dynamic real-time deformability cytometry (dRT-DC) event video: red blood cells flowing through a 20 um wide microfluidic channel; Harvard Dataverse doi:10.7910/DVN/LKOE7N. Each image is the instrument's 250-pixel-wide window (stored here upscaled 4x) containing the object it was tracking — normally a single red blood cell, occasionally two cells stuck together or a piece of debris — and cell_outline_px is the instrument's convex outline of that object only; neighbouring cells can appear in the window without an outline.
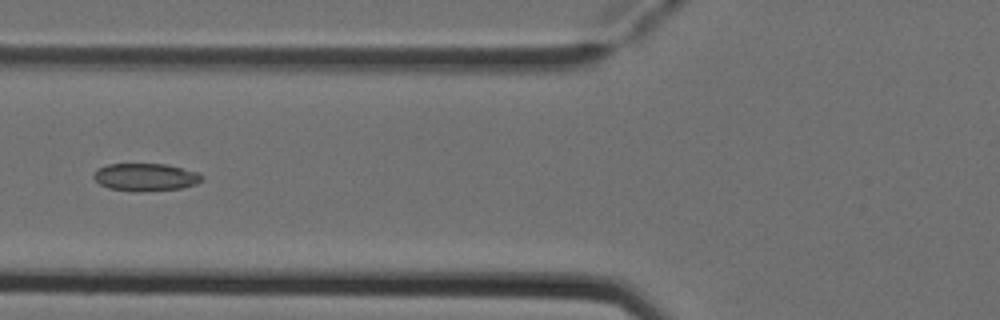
{"species": "Egyptian fruit bat (a non-hibernating species)", "species_latin": "Rousettus aegyptiacus", "temperature_condition": "cold", "stored_images_in_passage": 6, "camera_frame_rate_fps": 3000, "um_per_image_px": 0.085, "animal": {"sex": "female"}, "frame": {"image": 1, "passage_image": 6, "time_ms": 1.667, "image_size_px": [1000, 320], "cell_outline_px": [[204, 180], [196, 184], [184, 188], [136, 192], [108, 188], [100, 184], [92, 176], [96, 168], [108, 164], [164, 164], [196, 172], [204, 176]], "centroid_in_image_um": [12.36, 15.06], "position_along_channel_um": 113.4, "area_um2": 17.51}}